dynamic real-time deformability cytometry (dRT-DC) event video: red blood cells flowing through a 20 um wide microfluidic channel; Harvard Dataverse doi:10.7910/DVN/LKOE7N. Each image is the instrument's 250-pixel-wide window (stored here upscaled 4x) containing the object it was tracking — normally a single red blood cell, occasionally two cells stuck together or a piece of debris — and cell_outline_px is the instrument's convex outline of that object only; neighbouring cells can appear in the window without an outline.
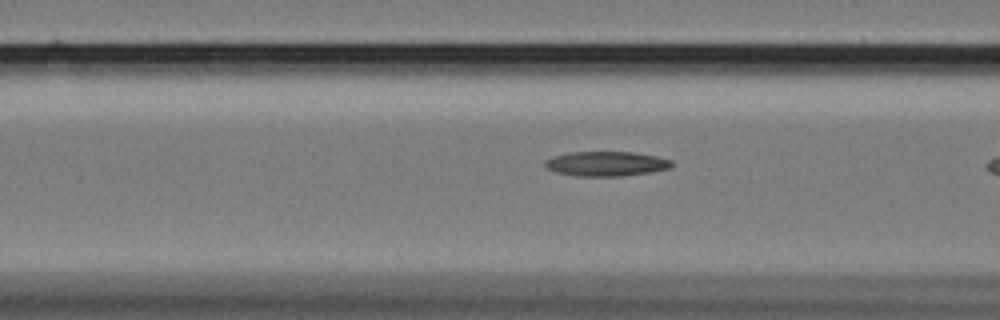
{"species": "Egyptian fruit bat (a non-hibernating species)", "species_latin": "Rousettus aegyptiacus", "temperature_condition": "cold", "stored_images_in_passage": 8, "camera_frame_rate_fps": 3000, "um_per_image_px": 0.085, "animal": {"sex": "female"}, "frame": {"image": 1, "passage_image": 6, "time_ms": 1.667, "image_size_px": [1000, 320], "cell_outline_px": [[672, 164], [668, 168], [652, 172], [620, 176], [576, 176], [556, 172], [548, 168], [544, 164], [544, 160], [568, 152], [632, 152], [656, 156], [672, 160]], "centroid_in_image_um": [51.52, 13.92], "position_along_channel_um": 115.1, "area_um2": 18.09}}